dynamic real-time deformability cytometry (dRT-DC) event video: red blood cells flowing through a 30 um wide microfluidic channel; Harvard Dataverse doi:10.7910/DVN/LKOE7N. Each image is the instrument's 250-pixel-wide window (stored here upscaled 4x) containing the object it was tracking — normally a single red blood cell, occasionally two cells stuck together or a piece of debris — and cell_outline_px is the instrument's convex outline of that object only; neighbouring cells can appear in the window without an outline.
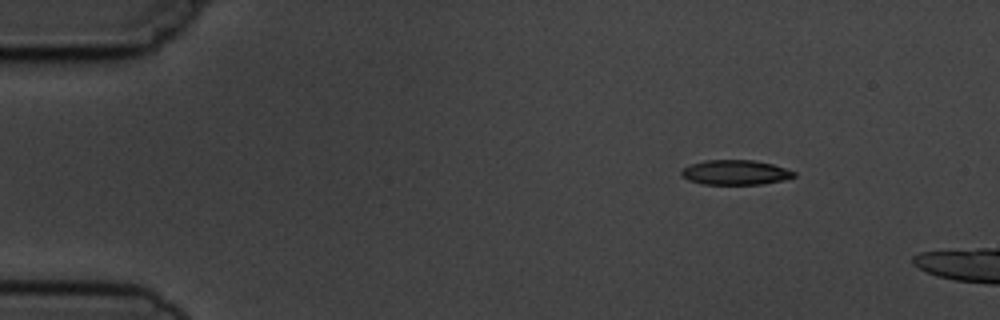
{"species": "common noctule bat (a hibernating species)", "species_latin": "Nyctalus noctula", "temperature_condition": "cold", "stored_images_in_passage": 4, "camera_frame_rate_fps": 3000, "um_per_image_px": 0.085, "animal": {"sex": "male", "body_mass_g": 19.5, "forearm_length_mm": 54.6}, "frame": {"image": 1, "passage_image": 2, "time_ms": 1.333, "image_size_px": [1000, 320], "cell_outline_px": [[796, 176], [784, 180], [764, 184], [704, 184], [688, 180], [680, 176], [680, 172], [684, 168], [692, 164], [704, 160], [752, 160], [772, 164], [796, 172]], "centroid_in_image_um": [62.5, 14.66], "position_along_channel_um": 22.5, "area_um2": 16.24}}